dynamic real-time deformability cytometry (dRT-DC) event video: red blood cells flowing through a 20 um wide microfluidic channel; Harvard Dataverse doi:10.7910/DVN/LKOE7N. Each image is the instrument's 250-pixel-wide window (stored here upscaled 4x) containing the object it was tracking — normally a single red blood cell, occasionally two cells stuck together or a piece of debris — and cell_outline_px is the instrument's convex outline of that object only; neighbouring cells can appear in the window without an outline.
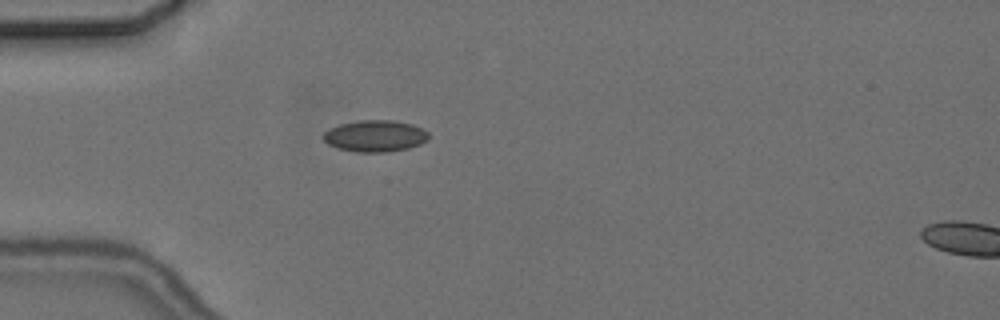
{"species": "common noctule bat (a hibernating species)", "species_latin": "Nyctalus noctula", "temperature_condition": "cold", "stored_images_in_passage": 2, "camera_frame_rate_fps": 3000, "um_per_image_px": 0.085, "animal": {"sex": "female", "body_mass_g": 24.6, "forearm_length_mm": 56.2}, "frame": {"image": 1, "passage_image": 1, "time_ms": 0.0, "image_size_px": [1000, 320], "cell_outline_px": [[428, 140], [420, 144], [408, 148], [388, 152], [356, 152], [336, 148], [328, 144], [324, 140], [324, 132], [328, 128], [340, 124], [360, 120], [392, 120], [412, 124], [424, 128], [428, 132]], "centroid_in_image_um": [31.89, 11.56], "position_along_channel_um": 53.1, "area_um2": 19.54}}